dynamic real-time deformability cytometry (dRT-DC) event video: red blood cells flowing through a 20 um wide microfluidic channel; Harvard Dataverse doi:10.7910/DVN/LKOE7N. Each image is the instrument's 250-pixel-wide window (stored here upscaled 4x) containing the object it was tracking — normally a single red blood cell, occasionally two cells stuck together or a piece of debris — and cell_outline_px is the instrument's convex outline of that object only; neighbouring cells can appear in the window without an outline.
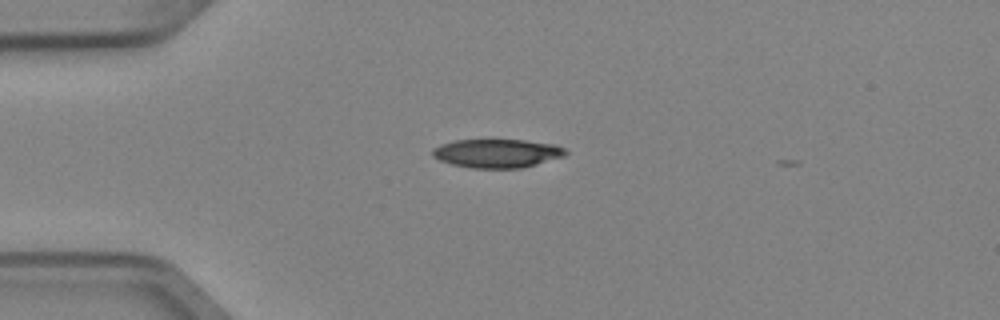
{"species": "Egyptian fruit bat (a non-hibernating species)", "species_latin": "Rousettus aegyptiacus", "temperature_condition": "cold", "stored_images_in_passage": 4, "camera_frame_rate_fps": 3000, "um_per_image_px": 0.085, "animal": {"sex": "female"}, "frame": {"image": 1, "passage_image": 1, "time_ms": 0.0, "image_size_px": [1000, 320], "cell_outline_px": [[568, 152], [564, 156], [524, 168], [468, 168], [452, 164], [440, 160], [432, 156], [432, 148], [440, 144], [456, 140], [524, 140], [556, 144], [564, 148]], "centroid_in_image_um": [42.25, 13.03], "position_along_channel_um": 42.7, "area_um2": 22.37}}
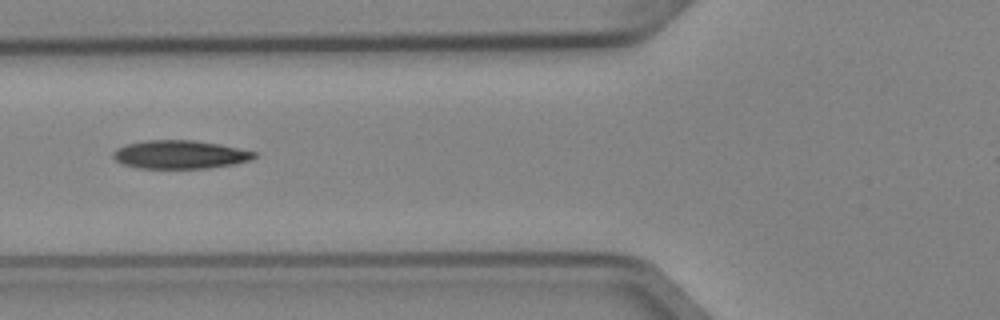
{"frame": {"image": 2, "passage_image": 3, "time_ms": 0.667, "image_size_px": [1000, 320], "cell_outline_px": [[256, 156], [248, 160], [232, 164], [208, 168], [140, 168], [124, 164], [116, 160], [112, 156], [112, 152], [116, 148], [128, 144], [144, 140], [192, 140], [220, 144], [256, 152]], "centroid_in_image_um": [15.26, 13.13], "position_along_channel_um": 110.5, "area_um2": 23.12}}
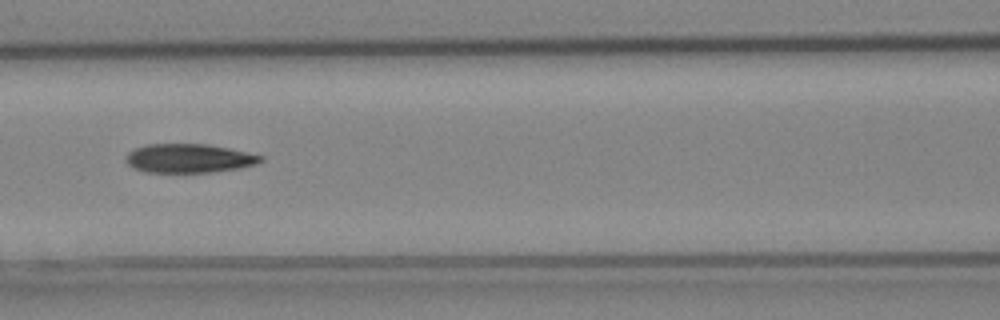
{"frame": {"image": 3, "passage_image": 4, "time_ms": 1.0, "image_size_px": [1000, 320], "cell_outline_px": [[264, 160], [256, 164], [240, 168], [212, 172], [144, 172], [132, 168], [124, 160], [128, 152], [136, 148], [148, 144], [208, 144], [228, 148], [264, 156]], "centroid_in_image_um": [16.05, 13.46], "position_along_channel_um": 150.6, "area_um2": 22.77}}